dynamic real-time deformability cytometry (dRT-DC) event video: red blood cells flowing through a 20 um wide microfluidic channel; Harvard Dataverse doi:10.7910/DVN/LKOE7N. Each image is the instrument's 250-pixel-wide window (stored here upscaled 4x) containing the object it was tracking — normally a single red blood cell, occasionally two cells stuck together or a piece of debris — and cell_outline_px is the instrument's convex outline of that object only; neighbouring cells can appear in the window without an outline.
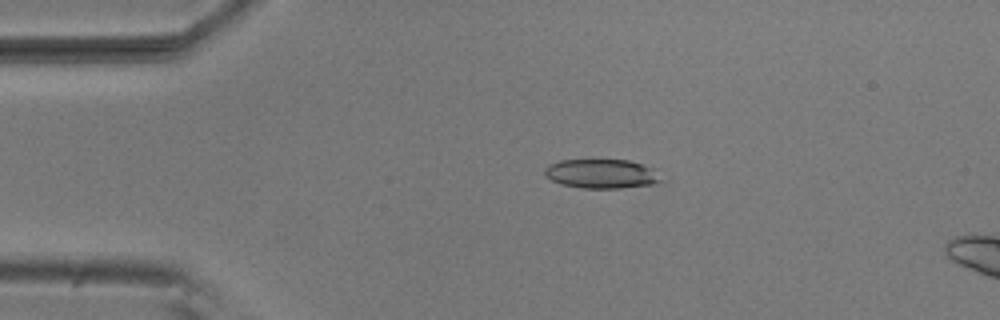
{"species": "common noctule bat (a hibernating species)", "species_latin": "Nyctalus noctula", "temperature_condition": "room temperature", "stored_images_in_passage": 5, "camera_frame_rate_fps": 3000, "um_per_image_px": 0.085, "animal": {"sex": "male", "body_mass_g": 20.5, "forearm_length_mm": 52.5}, "frame": {"image": 1, "passage_image": 3, "time_ms": 0.667, "image_size_px": [1000, 320], "cell_outline_px": [[664, 180], [652, 184], [620, 188], [584, 188], [560, 184], [544, 176], [544, 168], [548, 164], [560, 160], [628, 160], [640, 164], [648, 168]], "centroid_in_image_um": [51.03, 14.77], "position_along_channel_um": 34.0, "area_um2": 19.54}}